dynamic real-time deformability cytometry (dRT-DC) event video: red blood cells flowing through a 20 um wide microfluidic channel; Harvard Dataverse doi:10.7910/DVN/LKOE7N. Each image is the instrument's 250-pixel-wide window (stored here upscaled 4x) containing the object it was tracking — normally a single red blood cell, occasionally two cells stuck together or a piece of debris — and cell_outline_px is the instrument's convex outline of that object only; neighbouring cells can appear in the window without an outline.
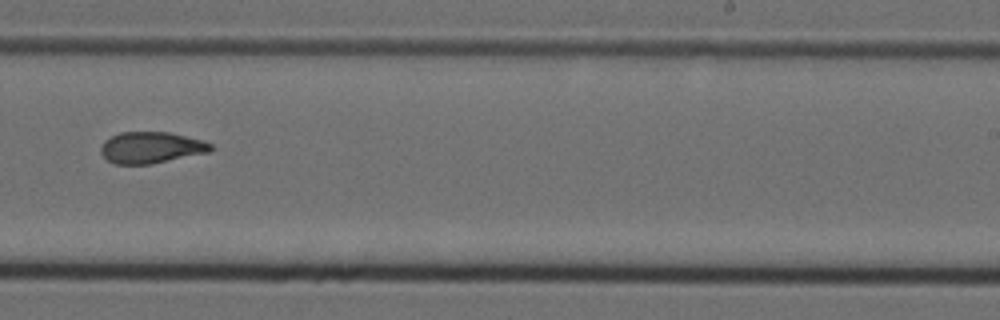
{"species": "Egyptian fruit bat (a non-hibernating species)", "species_latin": "Rousettus aegyptiacus", "temperature_condition": "cold", "stored_images_in_passage": 9, "camera_frame_rate_fps": 3000, "um_per_image_px": 0.085, "animal": {"sex": "female"}, "frame": {"image": 1, "passage_image": 9, "time_ms": 2.667, "image_size_px": [1000, 320], "cell_outline_px": [[212, 148], [208, 152], [152, 164], [116, 164], [108, 160], [100, 152], [100, 148], [104, 140], [120, 132], [168, 132], [200, 140], [212, 144]], "centroid_in_image_um": [12.8, 12.54], "position_along_channel_um": 276.2, "area_um2": 19.88}}